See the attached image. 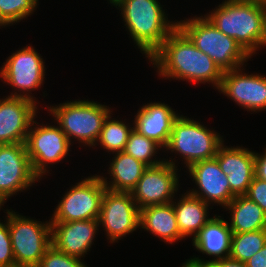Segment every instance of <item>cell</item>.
<instances>
[{
    "instance_id": "6",
    "label": "cell",
    "mask_w": 266,
    "mask_h": 267,
    "mask_svg": "<svg viewBox=\"0 0 266 267\" xmlns=\"http://www.w3.org/2000/svg\"><path fill=\"white\" fill-rule=\"evenodd\" d=\"M201 123L180 114L163 151L179 155L186 169L196 162L214 158L218 147L225 141L219 132Z\"/></svg>"
},
{
    "instance_id": "23",
    "label": "cell",
    "mask_w": 266,
    "mask_h": 267,
    "mask_svg": "<svg viewBox=\"0 0 266 267\" xmlns=\"http://www.w3.org/2000/svg\"><path fill=\"white\" fill-rule=\"evenodd\" d=\"M112 154L113 157L112 160L110 159V162H108L110 164L107 170V174L111 176V180L103 175H100V177L106 189L131 192L137 185L147 166L123 151Z\"/></svg>"
},
{
    "instance_id": "24",
    "label": "cell",
    "mask_w": 266,
    "mask_h": 267,
    "mask_svg": "<svg viewBox=\"0 0 266 267\" xmlns=\"http://www.w3.org/2000/svg\"><path fill=\"white\" fill-rule=\"evenodd\" d=\"M225 209L229 211L231 216L227 223L232 233L266 229V213L257 203L245 195L235 196Z\"/></svg>"
},
{
    "instance_id": "4",
    "label": "cell",
    "mask_w": 266,
    "mask_h": 267,
    "mask_svg": "<svg viewBox=\"0 0 266 267\" xmlns=\"http://www.w3.org/2000/svg\"><path fill=\"white\" fill-rule=\"evenodd\" d=\"M47 107L49 115L54 118L71 144L77 141L81 146L95 148L102 130L104 120L112 114L111 107L92 100L65 101Z\"/></svg>"
},
{
    "instance_id": "29",
    "label": "cell",
    "mask_w": 266,
    "mask_h": 267,
    "mask_svg": "<svg viewBox=\"0 0 266 267\" xmlns=\"http://www.w3.org/2000/svg\"><path fill=\"white\" fill-rule=\"evenodd\" d=\"M82 260L69 256L51 245L36 267H89Z\"/></svg>"
},
{
    "instance_id": "27",
    "label": "cell",
    "mask_w": 266,
    "mask_h": 267,
    "mask_svg": "<svg viewBox=\"0 0 266 267\" xmlns=\"http://www.w3.org/2000/svg\"><path fill=\"white\" fill-rule=\"evenodd\" d=\"M161 149L163 150L158 143L145 137L133 128L123 152L134 157L137 161L144 163L148 167L159 165L164 161V158L156 157V154H158Z\"/></svg>"
},
{
    "instance_id": "14",
    "label": "cell",
    "mask_w": 266,
    "mask_h": 267,
    "mask_svg": "<svg viewBox=\"0 0 266 267\" xmlns=\"http://www.w3.org/2000/svg\"><path fill=\"white\" fill-rule=\"evenodd\" d=\"M243 67L223 72L218 92L251 114L266 111V76L245 73Z\"/></svg>"
},
{
    "instance_id": "33",
    "label": "cell",
    "mask_w": 266,
    "mask_h": 267,
    "mask_svg": "<svg viewBox=\"0 0 266 267\" xmlns=\"http://www.w3.org/2000/svg\"><path fill=\"white\" fill-rule=\"evenodd\" d=\"M204 267H247L246 263L240 262L230 257L217 259L208 262Z\"/></svg>"
},
{
    "instance_id": "34",
    "label": "cell",
    "mask_w": 266,
    "mask_h": 267,
    "mask_svg": "<svg viewBox=\"0 0 266 267\" xmlns=\"http://www.w3.org/2000/svg\"><path fill=\"white\" fill-rule=\"evenodd\" d=\"M245 263L247 267H266V244Z\"/></svg>"
},
{
    "instance_id": "17",
    "label": "cell",
    "mask_w": 266,
    "mask_h": 267,
    "mask_svg": "<svg viewBox=\"0 0 266 267\" xmlns=\"http://www.w3.org/2000/svg\"><path fill=\"white\" fill-rule=\"evenodd\" d=\"M215 158L227 176L231 193L245 195L255 177V151L241 146H226L223 142Z\"/></svg>"
},
{
    "instance_id": "31",
    "label": "cell",
    "mask_w": 266,
    "mask_h": 267,
    "mask_svg": "<svg viewBox=\"0 0 266 267\" xmlns=\"http://www.w3.org/2000/svg\"><path fill=\"white\" fill-rule=\"evenodd\" d=\"M245 196L257 203L266 213V181L254 177Z\"/></svg>"
},
{
    "instance_id": "21",
    "label": "cell",
    "mask_w": 266,
    "mask_h": 267,
    "mask_svg": "<svg viewBox=\"0 0 266 267\" xmlns=\"http://www.w3.org/2000/svg\"><path fill=\"white\" fill-rule=\"evenodd\" d=\"M139 229H144L160 241L171 245L178 240H184L178 228L172 202L140 209Z\"/></svg>"
},
{
    "instance_id": "10",
    "label": "cell",
    "mask_w": 266,
    "mask_h": 267,
    "mask_svg": "<svg viewBox=\"0 0 266 267\" xmlns=\"http://www.w3.org/2000/svg\"><path fill=\"white\" fill-rule=\"evenodd\" d=\"M68 190L52 210L51 222L99 219L102 197L106 190L100 175L81 178Z\"/></svg>"
},
{
    "instance_id": "35",
    "label": "cell",
    "mask_w": 266,
    "mask_h": 267,
    "mask_svg": "<svg viewBox=\"0 0 266 267\" xmlns=\"http://www.w3.org/2000/svg\"><path fill=\"white\" fill-rule=\"evenodd\" d=\"M181 267H204V266L196 265V264L190 263V262L186 259L185 263H182V266H181Z\"/></svg>"
},
{
    "instance_id": "30",
    "label": "cell",
    "mask_w": 266,
    "mask_h": 267,
    "mask_svg": "<svg viewBox=\"0 0 266 267\" xmlns=\"http://www.w3.org/2000/svg\"><path fill=\"white\" fill-rule=\"evenodd\" d=\"M3 222L0 220V267H12L16 264L12 250L7 216H5Z\"/></svg>"
},
{
    "instance_id": "11",
    "label": "cell",
    "mask_w": 266,
    "mask_h": 267,
    "mask_svg": "<svg viewBox=\"0 0 266 267\" xmlns=\"http://www.w3.org/2000/svg\"><path fill=\"white\" fill-rule=\"evenodd\" d=\"M175 158L176 156L173 159H164L159 165L148 166L143 172L137 185L130 192L139 209L174 201L181 189L178 173L180 170Z\"/></svg>"
},
{
    "instance_id": "19",
    "label": "cell",
    "mask_w": 266,
    "mask_h": 267,
    "mask_svg": "<svg viewBox=\"0 0 266 267\" xmlns=\"http://www.w3.org/2000/svg\"><path fill=\"white\" fill-rule=\"evenodd\" d=\"M165 102L145 103L135 113L134 129L145 137L154 140L164 150L167 146L174 121L180 113Z\"/></svg>"
},
{
    "instance_id": "20",
    "label": "cell",
    "mask_w": 266,
    "mask_h": 267,
    "mask_svg": "<svg viewBox=\"0 0 266 267\" xmlns=\"http://www.w3.org/2000/svg\"><path fill=\"white\" fill-rule=\"evenodd\" d=\"M231 234V229L224 217L222 218L220 215L213 216L191 241L196 251L198 250L199 253L207 255V257H212V259L205 260V258L195 256L187 260L190 263L204 266L210 261L227 258L230 252Z\"/></svg>"
},
{
    "instance_id": "32",
    "label": "cell",
    "mask_w": 266,
    "mask_h": 267,
    "mask_svg": "<svg viewBox=\"0 0 266 267\" xmlns=\"http://www.w3.org/2000/svg\"><path fill=\"white\" fill-rule=\"evenodd\" d=\"M255 177L266 181V148L262 153L255 152Z\"/></svg>"
},
{
    "instance_id": "7",
    "label": "cell",
    "mask_w": 266,
    "mask_h": 267,
    "mask_svg": "<svg viewBox=\"0 0 266 267\" xmlns=\"http://www.w3.org/2000/svg\"><path fill=\"white\" fill-rule=\"evenodd\" d=\"M5 211L15 264L36 267L52 245L51 219L42 222L11 208Z\"/></svg>"
},
{
    "instance_id": "22",
    "label": "cell",
    "mask_w": 266,
    "mask_h": 267,
    "mask_svg": "<svg viewBox=\"0 0 266 267\" xmlns=\"http://www.w3.org/2000/svg\"><path fill=\"white\" fill-rule=\"evenodd\" d=\"M172 204L180 234L185 240L192 236L193 241L201 229L213 218L209 217V209L213 207L187 191L179 194V198L176 197Z\"/></svg>"
},
{
    "instance_id": "5",
    "label": "cell",
    "mask_w": 266,
    "mask_h": 267,
    "mask_svg": "<svg viewBox=\"0 0 266 267\" xmlns=\"http://www.w3.org/2000/svg\"><path fill=\"white\" fill-rule=\"evenodd\" d=\"M177 27L203 53L207 54L222 72L247 66L250 57L234 38L218 30L203 15L177 20Z\"/></svg>"
},
{
    "instance_id": "36",
    "label": "cell",
    "mask_w": 266,
    "mask_h": 267,
    "mask_svg": "<svg viewBox=\"0 0 266 267\" xmlns=\"http://www.w3.org/2000/svg\"><path fill=\"white\" fill-rule=\"evenodd\" d=\"M263 11H264V32L266 37V1L262 3Z\"/></svg>"
},
{
    "instance_id": "28",
    "label": "cell",
    "mask_w": 266,
    "mask_h": 267,
    "mask_svg": "<svg viewBox=\"0 0 266 267\" xmlns=\"http://www.w3.org/2000/svg\"><path fill=\"white\" fill-rule=\"evenodd\" d=\"M38 4L39 0H0V29L27 19Z\"/></svg>"
},
{
    "instance_id": "26",
    "label": "cell",
    "mask_w": 266,
    "mask_h": 267,
    "mask_svg": "<svg viewBox=\"0 0 266 267\" xmlns=\"http://www.w3.org/2000/svg\"><path fill=\"white\" fill-rule=\"evenodd\" d=\"M266 244V229L258 231L232 233L230 240L231 259L246 262Z\"/></svg>"
},
{
    "instance_id": "2",
    "label": "cell",
    "mask_w": 266,
    "mask_h": 267,
    "mask_svg": "<svg viewBox=\"0 0 266 267\" xmlns=\"http://www.w3.org/2000/svg\"><path fill=\"white\" fill-rule=\"evenodd\" d=\"M160 0H110L121 11L122 21L140 52L148 59L177 27V20H168L167 9ZM118 6V7H117ZM129 32V33H128Z\"/></svg>"
},
{
    "instance_id": "13",
    "label": "cell",
    "mask_w": 266,
    "mask_h": 267,
    "mask_svg": "<svg viewBox=\"0 0 266 267\" xmlns=\"http://www.w3.org/2000/svg\"><path fill=\"white\" fill-rule=\"evenodd\" d=\"M39 180L32 169L25 143L0 146V207Z\"/></svg>"
},
{
    "instance_id": "3",
    "label": "cell",
    "mask_w": 266,
    "mask_h": 267,
    "mask_svg": "<svg viewBox=\"0 0 266 267\" xmlns=\"http://www.w3.org/2000/svg\"><path fill=\"white\" fill-rule=\"evenodd\" d=\"M204 16L251 57L266 47L262 3L224 0Z\"/></svg>"
},
{
    "instance_id": "9",
    "label": "cell",
    "mask_w": 266,
    "mask_h": 267,
    "mask_svg": "<svg viewBox=\"0 0 266 267\" xmlns=\"http://www.w3.org/2000/svg\"><path fill=\"white\" fill-rule=\"evenodd\" d=\"M39 123L35 119L32 121L25 144L32 169L41 180L48 175L50 165L61 163L70 156L73 145L55 122V125Z\"/></svg>"
},
{
    "instance_id": "1",
    "label": "cell",
    "mask_w": 266,
    "mask_h": 267,
    "mask_svg": "<svg viewBox=\"0 0 266 267\" xmlns=\"http://www.w3.org/2000/svg\"><path fill=\"white\" fill-rule=\"evenodd\" d=\"M158 77L206 84L218 89L223 72L176 27L148 58Z\"/></svg>"
},
{
    "instance_id": "37",
    "label": "cell",
    "mask_w": 266,
    "mask_h": 267,
    "mask_svg": "<svg viewBox=\"0 0 266 267\" xmlns=\"http://www.w3.org/2000/svg\"><path fill=\"white\" fill-rule=\"evenodd\" d=\"M235 1H247V2H258V3H264L266 0H235Z\"/></svg>"
},
{
    "instance_id": "25",
    "label": "cell",
    "mask_w": 266,
    "mask_h": 267,
    "mask_svg": "<svg viewBox=\"0 0 266 267\" xmlns=\"http://www.w3.org/2000/svg\"><path fill=\"white\" fill-rule=\"evenodd\" d=\"M125 120L112 118V115L104 120L100 137L95 145L99 144L109 155L115 152L124 151L130 132L134 128V123H126ZM130 124V125H129Z\"/></svg>"
},
{
    "instance_id": "18",
    "label": "cell",
    "mask_w": 266,
    "mask_h": 267,
    "mask_svg": "<svg viewBox=\"0 0 266 267\" xmlns=\"http://www.w3.org/2000/svg\"><path fill=\"white\" fill-rule=\"evenodd\" d=\"M99 219L51 222L52 245L69 256L83 258L99 232Z\"/></svg>"
},
{
    "instance_id": "16",
    "label": "cell",
    "mask_w": 266,
    "mask_h": 267,
    "mask_svg": "<svg viewBox=\"0 0 266 267\" xmlns=\"http://www.w3.org/2000/svg\"><path fill=\"white\" fill-rule=\"evenodd\" d=\"M6 97V98H5ZM0 98V144L26 143L38 104L22 97Z\"/></svg>"
},
{
    "instance_id": "8",
    "label": "cell",
    "mask_w": 266,
    "mask_h": 267,
    "mask_svg": "<svg viewBox=\"0 0 266 267\" xmlns=\"http://www.w3.org/2000/svg\"><path fill=\"white\" fill-rule=\"evenodd\" d=\"M43 59L31 45H26L8 56L0 68L1 81L15 91H11L8 96L27 98L39 104L32 91L40 90L44 85L46 65Z\"/></svg>"
},
{
    "instance_id": "15",
    "label": "cell",
    "mask_w": 266,
    "mask_h": 267,
    "mask_svg": "<svg viewBox=\"0 0 266 267\" xmlns=\"http://www.w3.org/2000/svg\"><path fill=\"white\" fill-rule=\"evenodd\" d=\"M195 183L187 192L202 199L209 205H219L223 209L235 198L231 193L227 176L222 172L217 159L196 162L186 169Z\"/></svg>"
},
{
    "instance_id": "38",
    "label": "cell",
    "mask_w": 266,
    "mask_h": 267,
    "mask_svg": "<svg viewBox=\"0 0 266 267\" xmlns=\"http://www.w3.org/2000/svg\"><path fill=\"white\" fill-rule=\"evenodd\" d=\"M12 267H33V266L15 265V266H12Z\"/></svg>"
},
{
    "instance_id": "12",
    "label": "cell",
    "mask_w": 266,
    "mask_h": 267,
    "mask_svg": "<svg viewBox=\"0 0 266 267\" xmlns=\"http://www.w3.org/2000/svg\"><path fill=\"white\" fill-rule=\"evenodd\" d=\"M140 209L130 192L112 191L106 189L101 202L99 226L105 234L108 243H118L139 230Z\"/></svg>"
}]
</instances>
